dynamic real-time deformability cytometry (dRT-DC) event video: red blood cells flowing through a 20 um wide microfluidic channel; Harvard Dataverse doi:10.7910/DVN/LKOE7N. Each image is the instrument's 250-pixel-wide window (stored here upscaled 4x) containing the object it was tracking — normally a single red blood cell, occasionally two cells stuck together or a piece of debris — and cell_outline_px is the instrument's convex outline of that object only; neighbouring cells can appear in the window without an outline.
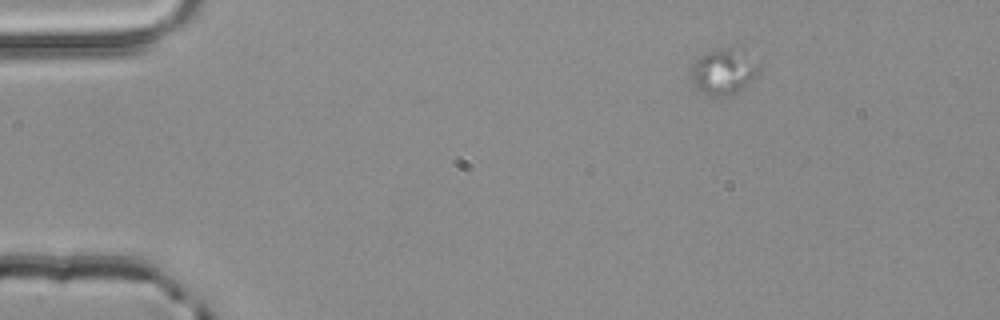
{"species": "common noctule bat (a hibernating species)", "species_latin": "Nyctalus noctula", "temperature_condition": "room temperature", "stored_images_in_passage": 4, "segment_of_instrument_passage": [2, 2], "camera_frame_rate_fps": 3000, "um_per_image_px": 0.085, "animal": {"sex": "male", "body_mass_g": 20.4}, "frame": {"image": 1, "passage_image": 4, "time_ms": 1.0, "image_size_px": [1000, 320], "cell_outline_px": [[760, 72], [748, 84], [736, 92], [712, 96], [700, 92], [696, 88], [692, 80], [692, 64], [704, 52], [720, 48], [732, 48], [744, 52], [760, 64]], "centroid_in_image_um": [61.51, 6.06], "position_along_channel_um": 23.5, "area_um2": 17.86}}